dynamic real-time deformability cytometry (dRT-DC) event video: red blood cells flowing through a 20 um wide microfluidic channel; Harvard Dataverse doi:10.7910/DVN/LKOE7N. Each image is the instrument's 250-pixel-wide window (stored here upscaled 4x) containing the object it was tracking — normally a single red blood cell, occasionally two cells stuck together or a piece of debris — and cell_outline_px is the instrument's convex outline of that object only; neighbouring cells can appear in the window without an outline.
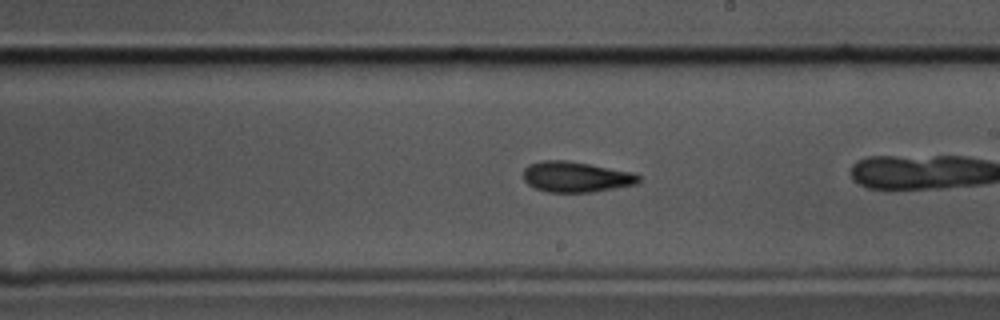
{"species": "common noctule bat (a hibernating species)", "species_latin": "Nyctalus noctula", "temperature_condition": "cold", "stored_images_in_passage": 42, "camera_frame_rate_fps": 3000, "um_per_image_px": 0.085, "animal": {"sex": "male", "body_mass_g": 17.5, "forearm_length_mm": 52.3}, "frame": {"image": 1, "passage_image": 30, "time_ms": 9.667, "image_size_px": [1000, 320], "cell_outline_px": [[640, 180], [636, 184], [592, 192], [548, 192], [536, 188], [528, 184], [524, 180], [524, 168], [528, 164], [540, 160], [568, 160], [632, 172], [640, 176]], "centroid_in_image_um": [48.93, 15.02], "position_along_channel_um": 240.1, "area_um2": 20.52}}